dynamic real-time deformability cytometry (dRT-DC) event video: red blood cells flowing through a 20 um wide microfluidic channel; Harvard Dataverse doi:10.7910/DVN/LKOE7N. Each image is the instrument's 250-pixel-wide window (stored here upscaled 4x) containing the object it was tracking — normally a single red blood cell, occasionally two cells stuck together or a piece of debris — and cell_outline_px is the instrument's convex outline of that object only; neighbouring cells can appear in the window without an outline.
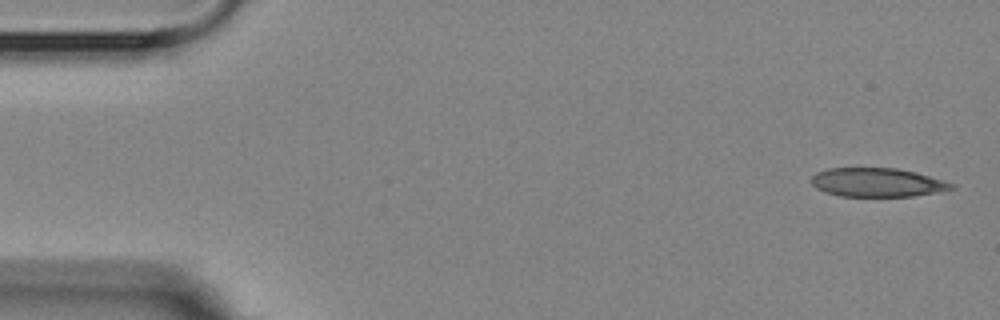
{"species": "Egyptian fruit bat (a non-hibernating species)", "species_latin": "Rousettus aegyptiacus", "temperature_condition": "room temperature", "stored_images_in_passage": 8, "camera_frame_rate_fps": 3000, "um_per_image_px": 0.085, "animal": {"sex": "female"}, "frame": {"image": 1, "passage_image": 1, "time_ms": 0.0, "image_size_px": [1000, 320], "cell_outline_px": [[956, 188], [912, 196], [840, 196], [824, 192], [816, 188], [812, 184], [812, 176], [816, 172], [828, 168], [896, 168], [916, 172], [944, 180], [956, 184]], "centroid_in_image_um": [74.56, 15.5], "position_along_channel_um": 10.4, "area_um2": 23.52}}
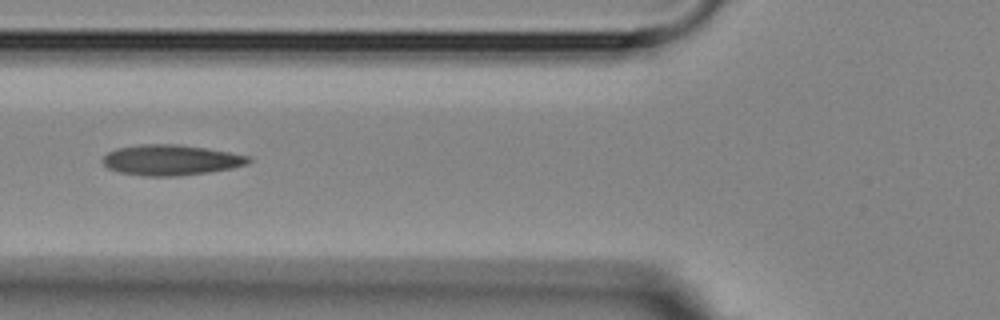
{"frame": {"image": 2, "passage_image": 6, "time_ms": 6.0, "image_size_px": [1000, 320], "cell_outline_px": [[252, 160], [244, 164], [232, 168], [208, 172], [176, 176], [144, 176], [120, 172], [108, 168], [100, 160], [108, 152], [116, 148], [140, 144], [180, 144], [228, 152], [248, 156]], "centroid_in_image_um": [14.47, 13.6], "position_along_channel_um": 111.3, "area_um2": 25.78}}
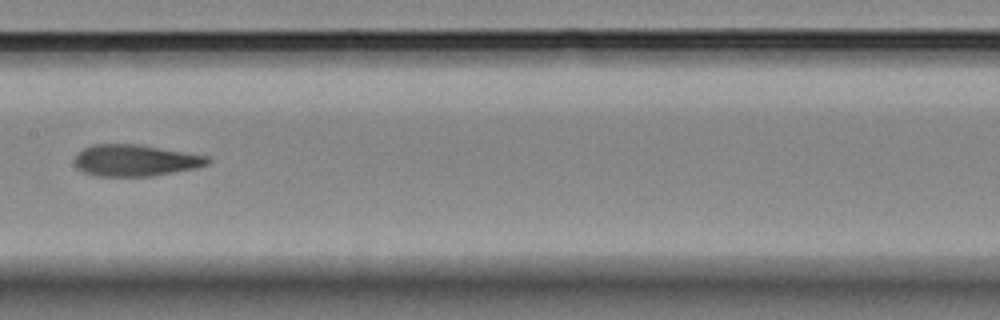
{"frame": {"image": 3, "passage_image": 8, "time_ms": 8.333, "image_size_px": [1000, 320], "cell_outline_px": [[212, 160], [208, 164], [196, 168], [152, 176], [96, 176], [84, 172], [76, 168], [76, 156], [84, 148], [92, 144], [140, 144], [208, 156]], "centroid_in_image_um": [11.53, 13.63], "position_along_channel_um": 195.9, "area_um2": 24.45}}